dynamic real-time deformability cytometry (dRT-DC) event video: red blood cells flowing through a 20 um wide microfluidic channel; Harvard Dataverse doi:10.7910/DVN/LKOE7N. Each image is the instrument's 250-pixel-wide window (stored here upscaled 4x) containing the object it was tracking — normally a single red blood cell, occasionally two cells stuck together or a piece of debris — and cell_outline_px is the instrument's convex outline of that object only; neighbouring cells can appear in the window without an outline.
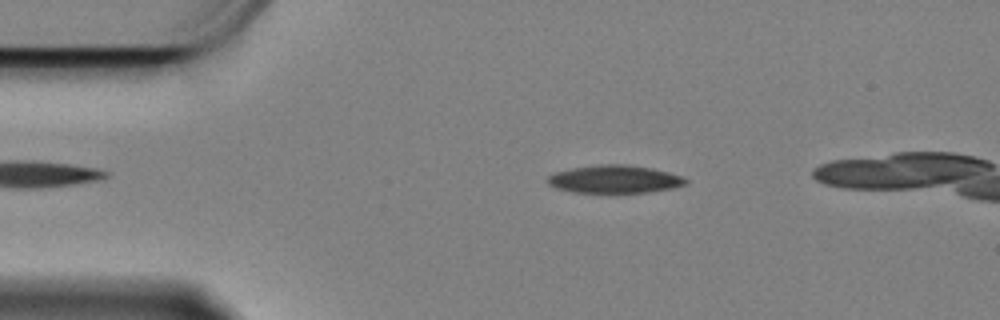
{"species": "Egyptian fruit bat (a non-hibernating species)", "species_latin": "Rousettus aegyptiacus", "temperature_condition": "cold", "stored_images_in_passage": 29, "camera_frame_rate_fps": 3000, "um_per_image_px": 0.085, "animal": {"sex": "female"}, "frame": {"image": 1, "passage_image": 10, "time_ms": 3.0, "image_size_px": [1000, 320], "cell_outline_px": [[688, 184], [672, 188], [648, 192], [572, 192], [556, 188], [548, 184], [548, 176], [556, 172], [572, 168], [600, 164], [628, 164], [652, 168], [684, 176], [688, 180]], "centroid_in_image_um": [52.28, 15.22], "position_along_channel_um": 32.7, "area_um2": 22.43}}
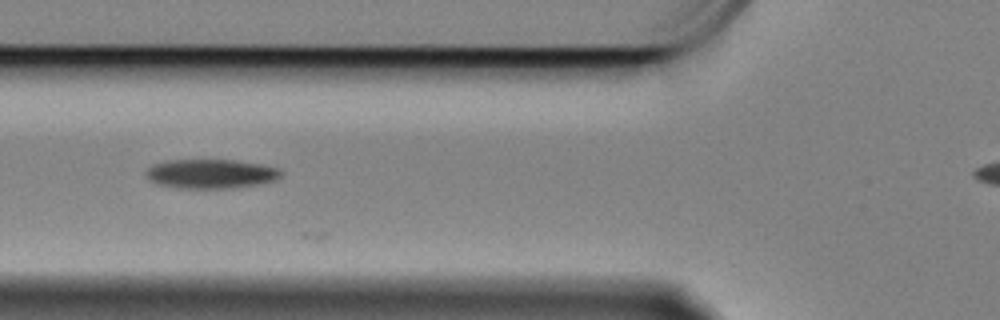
{"frame": {"image": 2, "passage_image": 20, "time_ms": 6.333, "image_size_px": [1000, 320], "cell_outline_px": [[284, 172], [276, 180], [260, 184], [236, 188], [180, 188], [156, 184], [148, 180], [144, 172], [152, 164], [164, 160], [236, 160], [260, 164], [280, 168]], "centroid_in_image_um": [17.91, 14.77], "position_along_channel_um": 107.9, "area_um2": 23.41}}
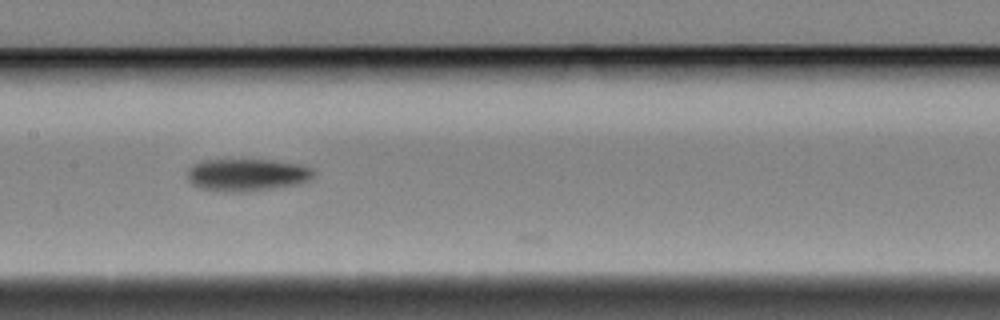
{"frame": {"image": 3, "passage_image": 27, "time_ms": 8.667, "image_size_px": [1000, 320], "cell_outline_px": [[312, 176], [308, 180], [300, 184], [244, 192], [224, 192], [200, 188], [192, 184], [188, 180], [188, 168], [200, 160], [272, 160], [300, 164], [312, 168]], "centroid_in_image_um": [20.96, 14.86], "position_along_channel_um": 186.4, "area_um2": 23.81}}